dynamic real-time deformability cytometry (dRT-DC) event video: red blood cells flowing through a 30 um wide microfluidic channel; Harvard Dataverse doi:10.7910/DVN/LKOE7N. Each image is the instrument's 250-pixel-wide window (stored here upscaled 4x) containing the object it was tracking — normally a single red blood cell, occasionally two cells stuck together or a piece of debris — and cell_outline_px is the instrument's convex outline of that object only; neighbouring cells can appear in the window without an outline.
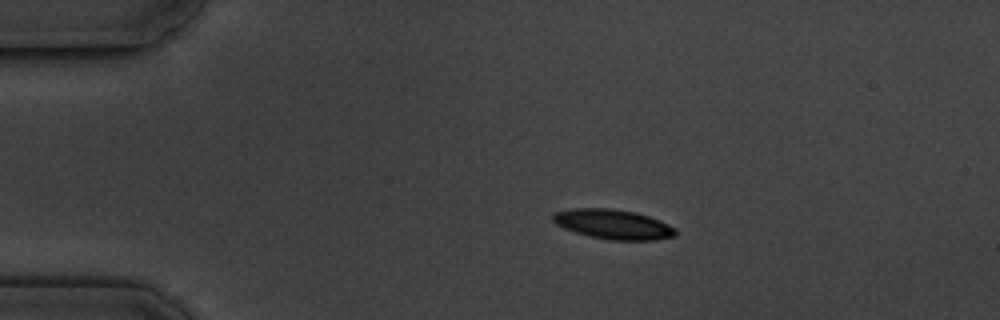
{"species": "common noctule bat (a hibernating species)", "species_latin": "Nyctalus noctula", "temperature_condition": "cold", "stored_images_in_passage": 4, "camera_frame_rate_fps": 3000, "um_per_image_px": 0.085, "animal": {"sex": "male", "body_mass_g": 19.5, "forearm_length_mm": 54.6}, "frame": {"image": 1, "passage_image": 3, "time_ms": 2.333, "image_size_px": [1000, 320], "cell_outline_px": [[676, 236], [656, 240], [608, 240], [588, 236], [564, 228], [556, 224], [552, 220], [552, 212], [572, 208], [612, 208], [636, 212], [660, 220], [676, 228]], "centroid_in_image_um": [52.11, 19.06], "position_along_channel_um": 32.9, "area_um2": 21.5}}